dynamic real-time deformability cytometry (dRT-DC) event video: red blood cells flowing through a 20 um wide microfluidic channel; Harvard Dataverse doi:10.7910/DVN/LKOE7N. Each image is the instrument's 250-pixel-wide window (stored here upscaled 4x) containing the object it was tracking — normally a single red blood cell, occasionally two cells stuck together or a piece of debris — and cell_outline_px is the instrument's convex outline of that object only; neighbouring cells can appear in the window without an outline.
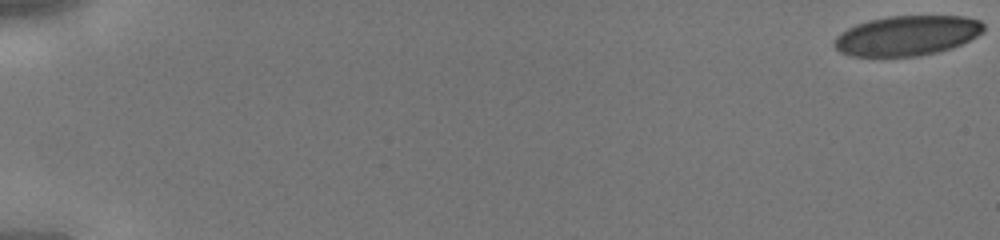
{"species": "human", "species_latin": "Homo sapiens", "temperature_condition": "cold", "stored_images_in_passage": 46, "segment_of_instrument_passage": [1, 2], "camera_frame_rate_fps": 3000, "um_per_image_px": 0.085, "donor": {"sex": "male"}, "frame": {"image": 1, "passage_image": 1, "time_ms": 0.0, "image_size_px": [1000, 240], "cell_outline_px": [[984, 32], [952, 48], [936, 52], [916, 56], [852, 56], [840, 52], [832, 44], [836, 36], [848, 28], [856, 24], [868, 20], [888, 16], [964, 16], [980, 20], [984, 24]], "centroid_in_image_um": [77.09, 3.02], "position_along_channel_um": 7.9, "area_um2": 34.74}}
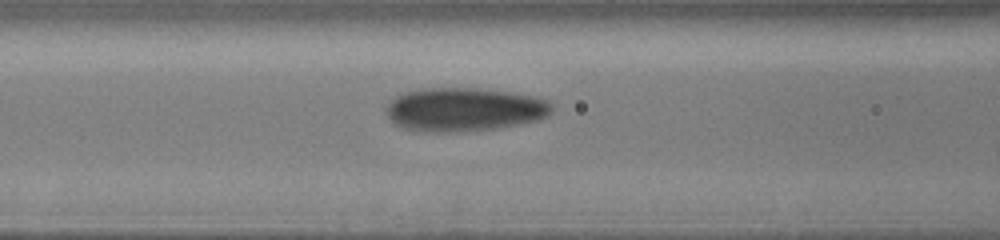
{"frame": {"image": 2, "passage_image": 21, "time_ms": 6.667, "image_size_px": [1000, 240], "cell_outline_px": [[552, 112], [548, 116], [540, 120], [500, 128], [444, 132], [432, 132], [404, 128], [396, 124], [388, 116], [388, 100], [404, 92], [420, 88], [476, 88], [512, 92], [532, 96], [548, 100], [552, 104]], "centroid_in_image_um": [39.5, 9.29], "position_along_channel_um": 127.1, "area_um2": 42.14}}
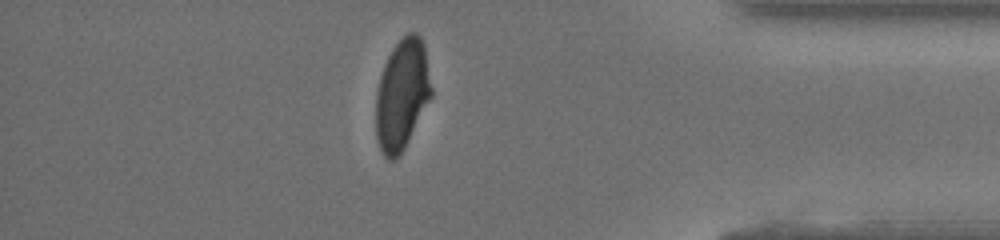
{"frame": {"image": 3, "passage_image": 40, "time_ms": 13.0, "image_size_px": [1000, 240], "cell_outline_px": [[432, 96], [404, 148], [392, 160], [388, 160], [384, 156], [380, 148], [376, 136], [376, 92], [380, 76], [384, 64], [392, 48], [408, 32], [416, 32], [420, 36], [424, 44], [432, 88]], "centroid_in_image_um": [34.17, 8.01], "position_along_channel_um": 401.0, "area_um2": 35.6}}